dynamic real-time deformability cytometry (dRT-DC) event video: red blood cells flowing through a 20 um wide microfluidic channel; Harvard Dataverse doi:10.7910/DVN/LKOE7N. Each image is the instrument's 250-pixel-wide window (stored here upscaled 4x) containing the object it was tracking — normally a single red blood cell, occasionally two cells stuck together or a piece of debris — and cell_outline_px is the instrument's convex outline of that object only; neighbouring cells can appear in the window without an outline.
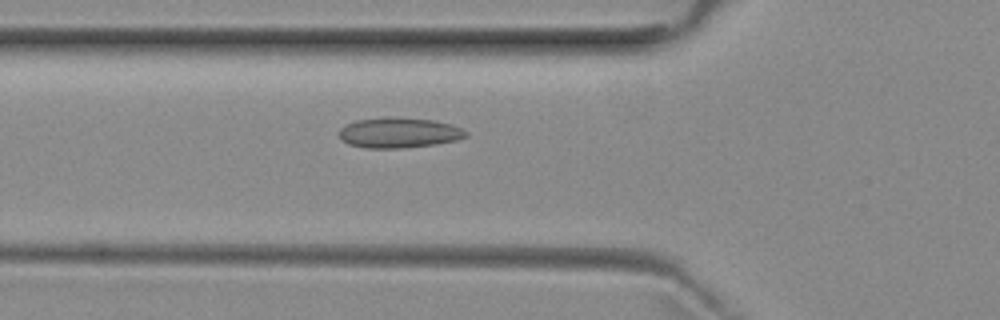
{"species": "common noctule bat (a hibernating species)", "species_latin": "Nyctalus noctula", "temperature_condition": "room temperature", "stored_images_in_passage": 52, "camera_frame_rate_fps": 3000, "um_per_image_px": 0.085, "animal": {"sex": "female", "body_mass_g": 29.2, "forearm_length_mm": 56.3}, "frame": {"image": 1, "passage_image": 18, "time_ms": 5.667, "image_size_px": [1000, 320], "cell_outline_px": [[468, 136], [456, 140], [436, 144], [400, 148], [364, 148], [348, 144], [340, 136], [340, 128], [344, 124], [356, 120], [388, 116], [436, 120], [452, 124], [468, 132]], "centroid_in_image_um": [33.91, 11.27], "position_along_channel_um": 91.9, "area_um2": 22.6}}
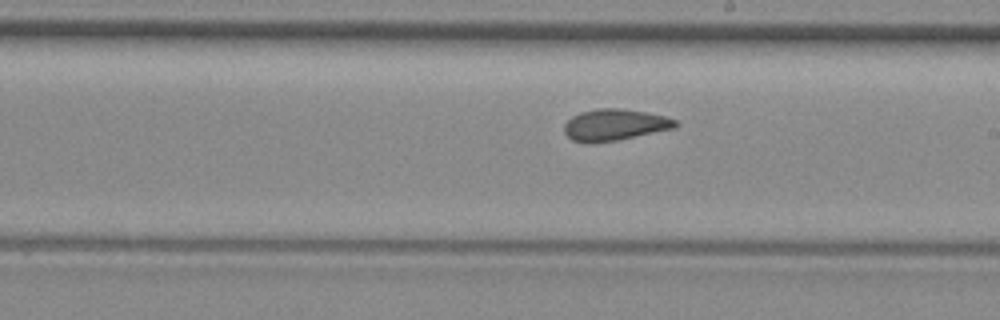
{"frame": {"image": 2, "passage_image": 29, "time_ms": 9.333, "image_size_px": [1000, 320], "cell_outline_px": [[680, 124], [676, 128], [616, 140], [572, 140], [564, 132], [564, 124], [572, 116], [580, 112], [596, 108], [620, 108], [648, 112], [664, 116], [676, 120]], "centroid_in_image_um": [52.31, 10.56], "position_along_channel_um": 236.7, "area_um2": 19.94}}
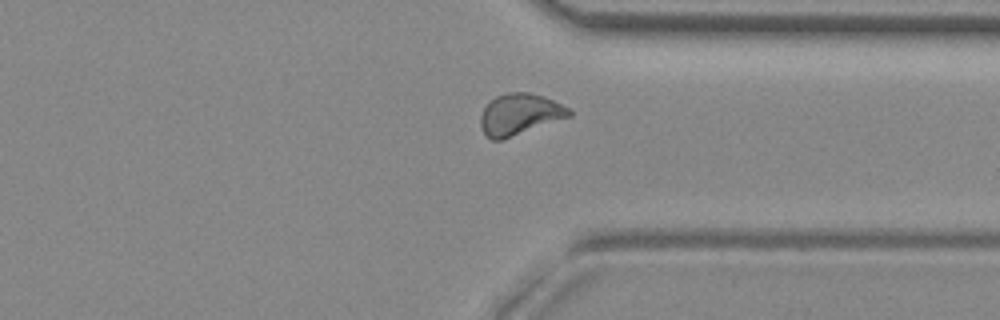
{"frame": {"image": 3, "passage_image": 39, "time_ms": 12.667, "image_size_px": [1000, 320], "cell_outline_px": [[572, 116], [500, 140], [492, 140], [484, 136], [480, 124], [480, 116], [484, 108], [496, 96], [508, 92], [528, 92], [544, 96], [568, 108], [572, 112]], "centroid_in_image_um": [44.15, 9.72], "position_along_channel_um": 367.3, "area_um2": 21.15}, "authors_computed_cell_mechanics": {"area_um2": 20.6924, "velocity_mm_per_s": 3.9438, "shape_relaxation_time_tau1_ms": null, "shape_relaxation_time_tau2_ms": 2.0567, "deformation_change_tau1": null, "deformation_change_tau2": 0.0745}}